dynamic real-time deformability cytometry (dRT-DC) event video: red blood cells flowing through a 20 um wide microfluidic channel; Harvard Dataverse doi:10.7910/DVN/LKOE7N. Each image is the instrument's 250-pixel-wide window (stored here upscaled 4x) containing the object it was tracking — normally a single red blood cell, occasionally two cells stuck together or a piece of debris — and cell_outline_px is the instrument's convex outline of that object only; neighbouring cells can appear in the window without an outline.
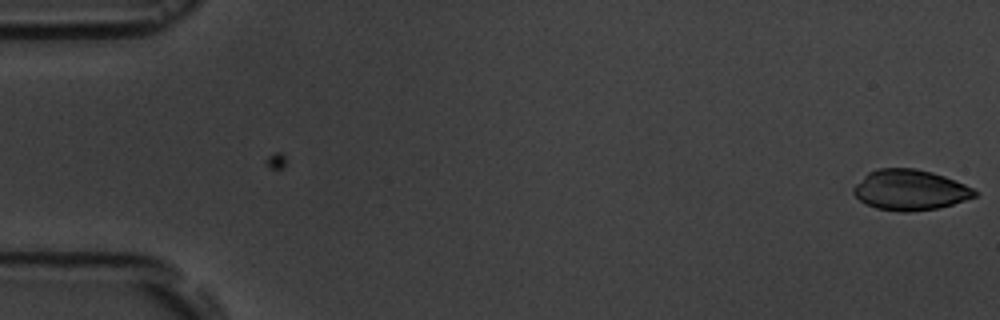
{"species": "common noctule bat (a hibernating species)", "species_latin": "Nyctalus noctula", "temperature_condition": "room temperature", "stored_images_in_passage": 2, "camera_frame_rate_fps": 3000, "um_per_image_px": 0.085, "animal": {"sex": "male", "body_mass_g": 19.5, "forearm_length_mm": 54.6}, "frame": {"image": 1, "passage_image": 2, "time_ms": 1.333, "image_size_px": [1000, 320], "cell_outline_px": [[980, 192], [976, 196], [952, 204], [936, 208], [908, 212], [900, 212], [876, 208], [860, 200], [852, 192], [852, 188], [868, 172], [876, 168], [916, 168], [932, 172], [944, 176], [964, 184]], "centroid_in_image_um": [77.34, 16.14], "position_along_channel_um": 7.7, "area_um2": 28.5}}